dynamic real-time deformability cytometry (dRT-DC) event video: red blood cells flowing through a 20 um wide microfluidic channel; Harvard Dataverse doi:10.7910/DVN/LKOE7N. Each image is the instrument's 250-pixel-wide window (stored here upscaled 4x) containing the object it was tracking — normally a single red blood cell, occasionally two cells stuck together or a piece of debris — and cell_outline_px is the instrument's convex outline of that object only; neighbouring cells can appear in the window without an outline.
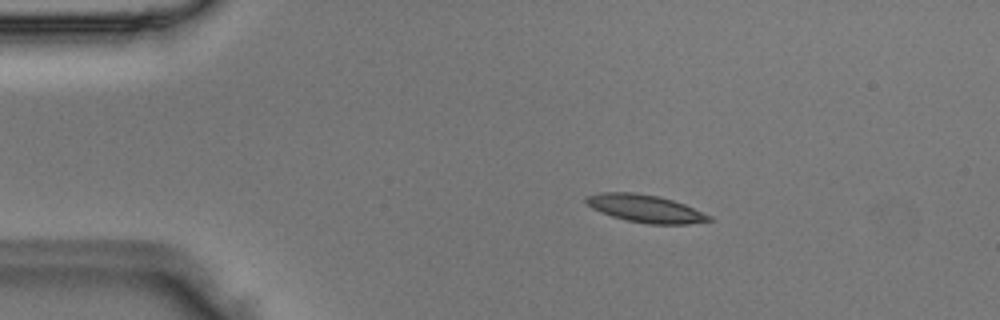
{"species": "Egyptian fruit bat (a non-hibernating species)", "species_latin": "Rousettus aegyptiacus", "temperature_condition": "room temperature", "stored_images_in_passage": 5, "camera_frame_rate_fps": 3000, "um_per_image_px": 0.085, "animal": {"sex": "male"}, "frame": {"image": 1, "passage_image": 2, "time_ms": 0.333, "image_size_px": [1000, 320], "cell_outline_px": [[712, 220], [688, 224], [648, 224], [628, 220], [612, 216], [600, 212], [592, 208], [584, 200], [584, 196], [600, 192], [632, 192], [660, 196], [684, 204], [712, 216]], "centroid_in_image_um": [54.83, 17.71], "position_along_channel_um": 30.2, "area_um2": 19.77}}
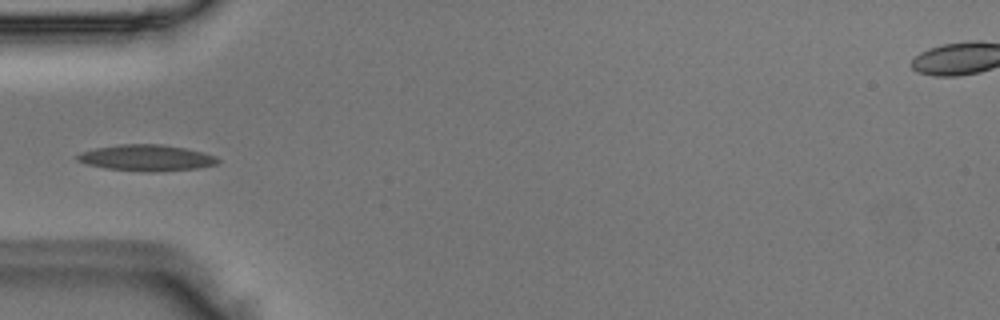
{"frame": {"image": 2, "passage_image": 4, "time_ms": 1.0, "image_size_px": [1000, 320], "cell_outline_px": [[220, 160], [216, 164], [196, 168], [152, 172], [144, 172], [104, 168], [88, 164], [76, 160], [76, 156], [84, 152], [96, 148], [120, 144], [160, 144], [184, 148], [216, 156]], "centroid_in_image_um": [12.44, 13.42], "position_along_channel_um": 72.6, "area_um2": 21.15}}
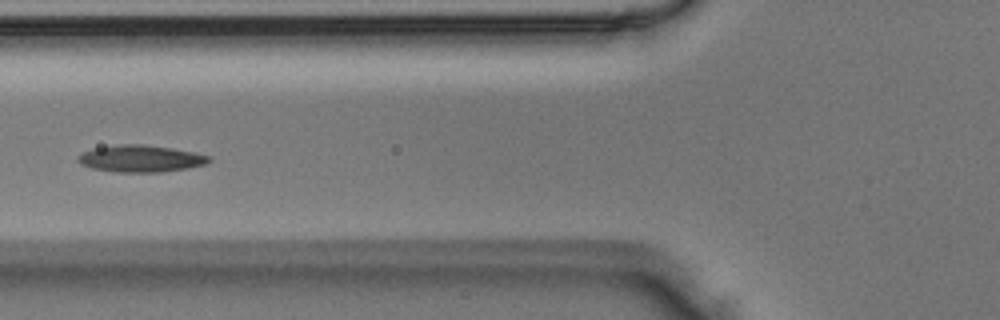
{"frame": {"image": 3, "passage_image": 5, "time_ms": 1.333, "image_size_px": [1000, 320], "cell_outline_px": [[212, 160], [204, 164], [188, 168], [160, 172], [116, 172], [92, 168], [80, 164], [76, 160], [76, 156], [92, 148], [120, 144], [144, 144], [172, 148], [196, 152], [212, 156]], "centroid_in_image_um": [11.96, 13.47], "position_along_channel_um": 113.8, "area_um2": 20.75}}